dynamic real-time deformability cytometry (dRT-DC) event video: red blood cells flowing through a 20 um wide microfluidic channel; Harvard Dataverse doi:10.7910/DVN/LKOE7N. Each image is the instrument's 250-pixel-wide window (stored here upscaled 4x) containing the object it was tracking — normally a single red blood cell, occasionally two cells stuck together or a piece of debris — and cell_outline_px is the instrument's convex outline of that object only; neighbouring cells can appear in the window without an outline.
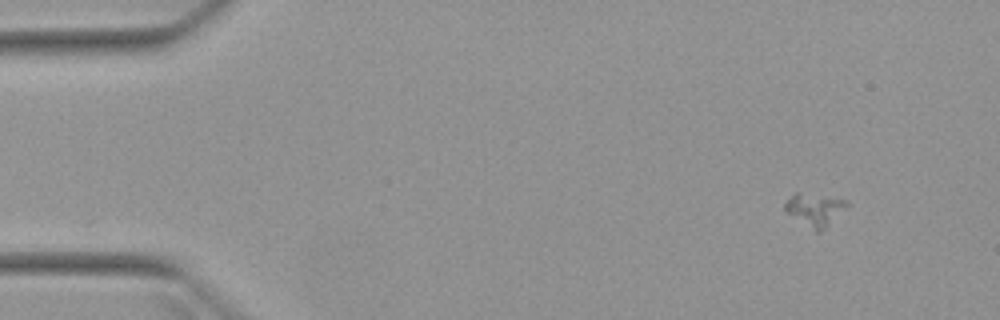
{"species": "Egyptian fruit bat (a non-hibernating species)", "species_latin": "Rousettus aegyptiacus", "temperature_condition": "warm", "stored_images_in_passage": 6, "camera_frame_rate_fps": 3000, "um_per_image_px": 0.085, "animal": {"sex": "female"}, "frame": {"image": 1, "passage_image": 2, "time_ms": 1.333, "image_size_px": [1000, 320], "cell_outline_px": [[852, 204], [820, 232], [816, 232], [788, 212], [784, 208], [784, 204], [796, 192], [800, 192], [848, 200]], "centroid_in_image_um": [69.34, 17.8], "position_along_channel_um": 15.7, "area_um2": 11.56}}